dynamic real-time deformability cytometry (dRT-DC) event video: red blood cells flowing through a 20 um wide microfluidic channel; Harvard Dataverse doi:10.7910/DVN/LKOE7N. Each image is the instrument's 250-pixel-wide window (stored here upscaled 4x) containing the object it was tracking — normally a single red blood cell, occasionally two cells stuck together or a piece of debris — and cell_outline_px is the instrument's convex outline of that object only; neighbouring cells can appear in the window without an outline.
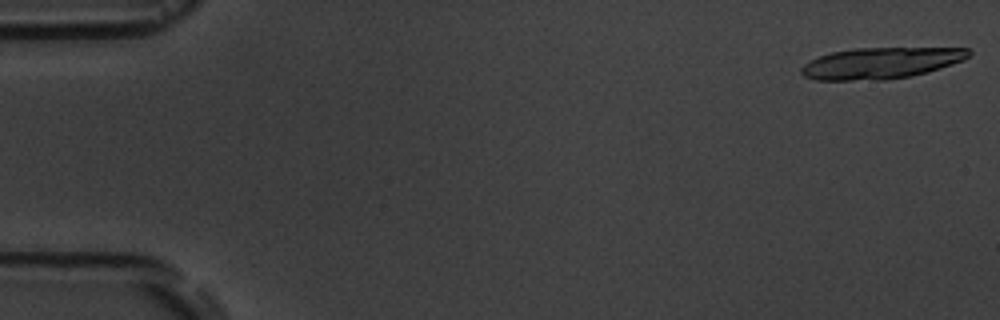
{"species": "common noctule bat (a hibernating species)", "species_latin": "Nyctalus noctula", "temperature_condition": "room temperature", "stored_images_in_passage": 6, "camera_frame_rate_fps": 3000, "um_per_image_px": 0.085, "animal": {"sex": "male", "body_mass_g": 19.5, "forearm_length_mm": 54.6}, "frame": {"image": 1, "passage_image": 1, "time_ms": 0.0, "image_size_px": [1000, 320], "cell_outline_px": [[972, 52], [964, 60], [928, 72], [912, 76], [884, 80], [816, 80], [804, 76], [800, 72], [800, 68], [804, 64], [820, 56], [832, 52], [856, 48], [968, 48]], "centroid_in_image_um": [74.88, 5.37], "position_along_channel_um": 10.1, "area_um2": 30.46}}
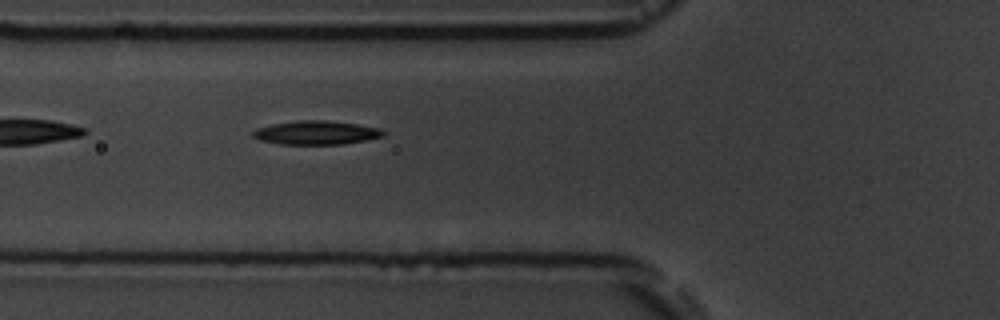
{"frame": {"image": 2, "passage_image": 6, "time_ms": 6.667, "image_size_px": [1000, 320], "cell_outline_px": [[384, 136], [344, 144], [280, 144], [260, 140], [252, 136], [252, 132], [256, 128], [272, 124], [296, 120], [324, 120], [356, 124], [380, 128], [384, 132]], "centroid_in_image_um": [26.84, 11.27], "position_along_channel_um": 99.0, "area_um2": 17.98}}